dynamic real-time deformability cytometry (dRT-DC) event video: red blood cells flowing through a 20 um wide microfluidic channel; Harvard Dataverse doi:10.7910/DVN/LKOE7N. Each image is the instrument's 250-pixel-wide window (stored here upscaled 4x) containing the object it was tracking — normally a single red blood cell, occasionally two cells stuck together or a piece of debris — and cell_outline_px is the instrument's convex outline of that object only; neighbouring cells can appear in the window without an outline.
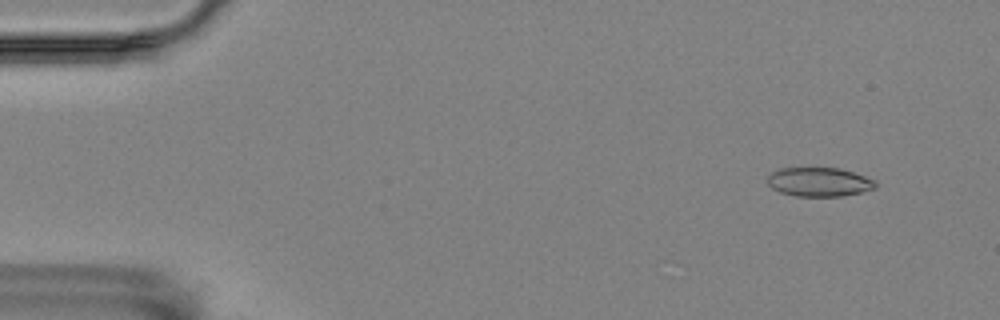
{"species": "Egyptian fruit bat (a non-hibernating species)", "species_latin": "Rousettus aegyptiacus", "temperature_condition": "room temperature", "stored_images_in_passage": 6, "camera_frame_rate_fps": 3000, "um_per_image_px": 0.085, "animal": {"sex": "female"}, "frame": {"image": 1, "passage_image": 2, "time_ms": 0.333, "image_size_px": [1000, 320], "cell_outline_px": [[876, 188], [860, 192], [840, 196], [796, 196], [780, 192], [772, 188], [768, 184], [768, 176], [772, 172], [780, 168], [840, 168], [876, 180]], "centroid_in_image_um": [69.62, 15.46], "position_along_channel_um": 15.4, "area_um2": 18.15}}